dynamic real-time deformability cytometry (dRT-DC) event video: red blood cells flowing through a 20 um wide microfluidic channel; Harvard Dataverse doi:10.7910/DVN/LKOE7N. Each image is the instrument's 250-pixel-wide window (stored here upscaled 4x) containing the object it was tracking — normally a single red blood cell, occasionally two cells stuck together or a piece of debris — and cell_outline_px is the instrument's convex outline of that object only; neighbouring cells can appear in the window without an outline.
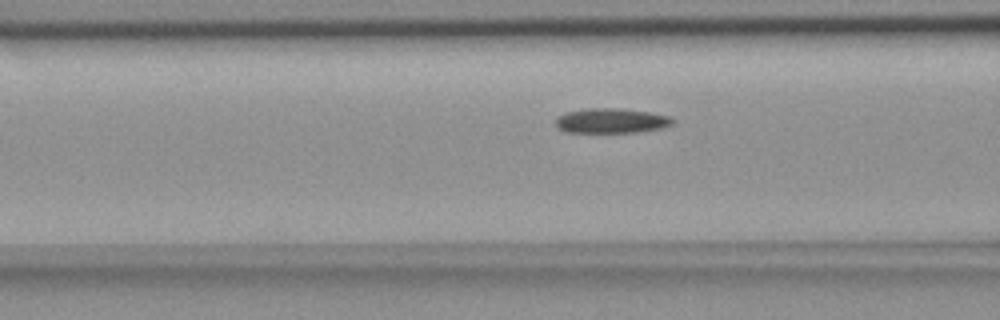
{"species": "common noctule bat (a hibernating species)", "species_latin": "Nyctalus noctula", "temperature_condition": "room temperature", "stored_images_in_passage": 15, "camera_frame_rate_fps": 3000, "um_per_image_px": 0.085, "animal": {"sex": "female", "body_mass_g": 18.4}, "frame": {"image": 1, "passage_image": 5, "time_ms": 1.333, "image_size_px": [1000, 320], "cell_outline_px": [[676, 120], [672, 124], [664, 128], [636, 132], [568, 132], [556, 128], [556, 116], [564, 112], [584, 108], [620, 108], [652, 112], [668, 116]], "centroid_in_image_um": [51.95, 10.25], "position_along_channel_um": 114.7, "area_um2": 17.22}}
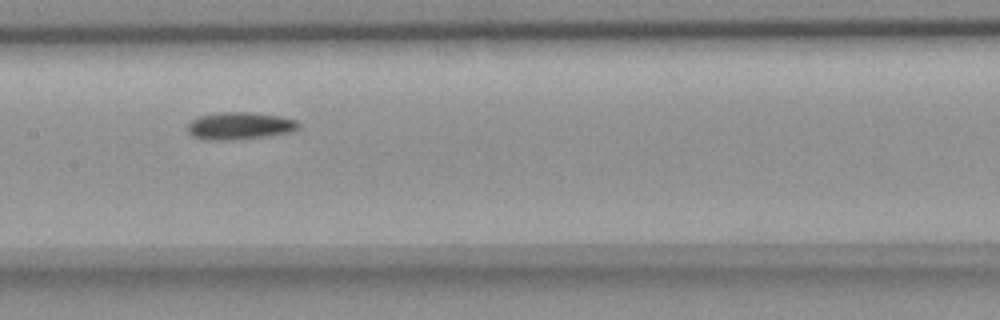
{"frame": {"image": 2, "passage_image": 11, "time_ms": 3.333, "image_size_px": [1000, 320], "cell_outline_px": [[300, 128], [292, 132], [268, 136], [228, 140], [204, 140], [192, 136], [188, 132], [188, 124], [192, 120], [200, 116], [220, 112], [252, 112], [280, 116], [296, 120], [300, 124]], "centroid_in_image_um": [20.4, 10.7], "position_along_channel_um": 187.0, "area_um2": 17.8}}
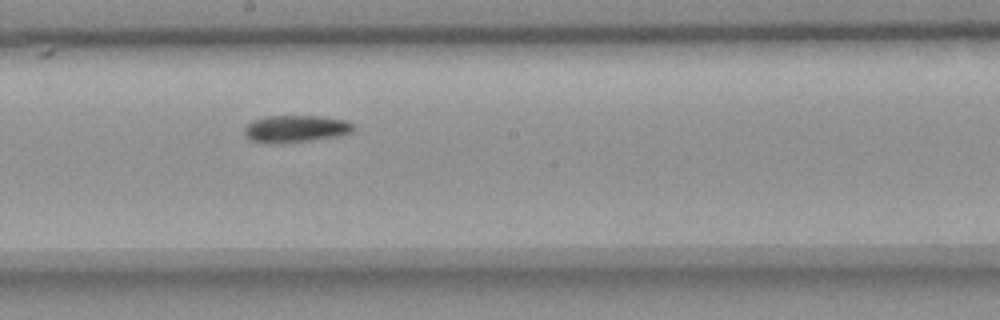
{"frame": {"image": 3, "passage_image": 14, "time_ms": 4.333, "image_size_px": [1000, 320], "cell_outline_px": [[356, 128], [352, 132], [340, 136], [280, 144], [268, 144], [248, 140], [244, 136], [244, 128], [252, 120], [264, 116], [324, 116], [344, 120], [352, 124]], "centroid_in_image_um": [25.09, 10.96], "position_along_channel_um": 223.1, "area_um2": 17.63}}